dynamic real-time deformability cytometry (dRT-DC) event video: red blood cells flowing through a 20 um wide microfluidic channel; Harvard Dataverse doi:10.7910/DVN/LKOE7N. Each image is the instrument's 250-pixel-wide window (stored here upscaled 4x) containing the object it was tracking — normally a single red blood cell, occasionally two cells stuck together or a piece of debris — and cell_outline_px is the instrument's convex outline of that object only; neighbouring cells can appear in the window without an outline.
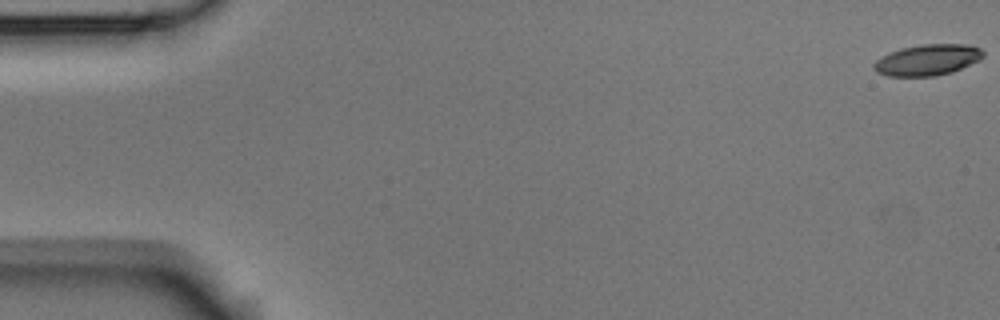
{"species": "Egyptian fruit bat (a non-hibernating species)", "species_latin": "Rousettus aegyptiacus", "temperature_condition": "room temperature", "stored_images_in_passage": 5, "camera_frame_rate_fps": 3000, "um_per_image_px": 0.085, "animal": {"sex": "male"}, "frame": {"image": 1, "passage_image": 1, "time_ms": 0.0, "image_size_px": [1000, 320], "cell_outline_px": [[984, 56], [980, 60], [952, 72], [936, 76], [888, 76], [876, 72], [872, 68], [872, 64], [880, 56], [888, 52], [900, 48], [924, 44], [972, 44], [980, 48], [984, 52]], "centroid_in_image_um": [78.82, 5.09], "position_along_channel_um": 6.2, "area_um2": 20.11}}
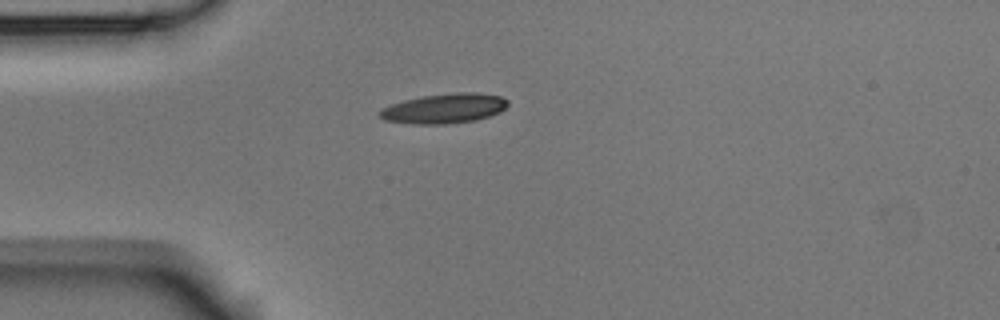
{"frame": {"image": 2, "passage_image": 5, "time_ms": 1.333, "image_size_px": [1000, 320], "cell_outline_px": [[508, 104], [500, 112], [476, 120], [448, 124], [412, 124], [384, 120], [380, 116], [380, 112], [384, 108], [392, 104], [404, 100], [424, 96], [460, 92], [476, 92], [500, 96], [508, 100]], "centroid_in_image_um": [37.79, 9.22], "position_along_channel_um": 47.2, "area_um2": 22.02}}